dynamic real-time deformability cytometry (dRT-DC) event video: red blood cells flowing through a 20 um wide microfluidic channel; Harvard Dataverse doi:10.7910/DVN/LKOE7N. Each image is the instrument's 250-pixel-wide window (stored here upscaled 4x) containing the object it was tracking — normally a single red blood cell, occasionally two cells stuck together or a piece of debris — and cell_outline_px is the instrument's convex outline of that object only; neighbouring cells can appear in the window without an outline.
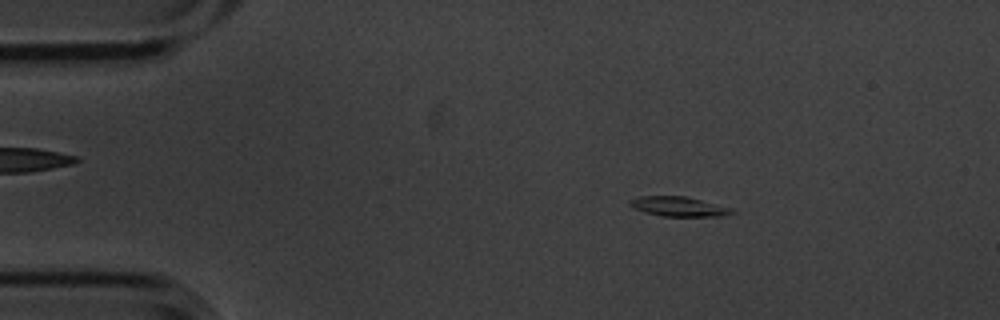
{"species": "common noctule bat (a hibernating species)", "species_latin": "Nyctalus noctula", "temperature_condition": "cold", "stored_images_in_passage": 3, "camera_frame_rate_fps": 3000, "um_per_image_px": 0.085, "animal": {"sex": "male", "body_mass_g": 20.1, "forearm_length_mm": 53.5}, "frame": {"image": 1, "passage_image": 2, "time_ms": 0.333, "image_size_px": [1000, 320], "cell_outline_px": [[736, 212], [724, 216], [664, 216], [648, 212], [636, 208], [628, 204], [628, 200], [640, 196], [684, 196], [732, 208]], "centroid_in_image_um": [57.71, 17.55], "position_along_channel_um": 27.3, "area_um2": 11.44}}